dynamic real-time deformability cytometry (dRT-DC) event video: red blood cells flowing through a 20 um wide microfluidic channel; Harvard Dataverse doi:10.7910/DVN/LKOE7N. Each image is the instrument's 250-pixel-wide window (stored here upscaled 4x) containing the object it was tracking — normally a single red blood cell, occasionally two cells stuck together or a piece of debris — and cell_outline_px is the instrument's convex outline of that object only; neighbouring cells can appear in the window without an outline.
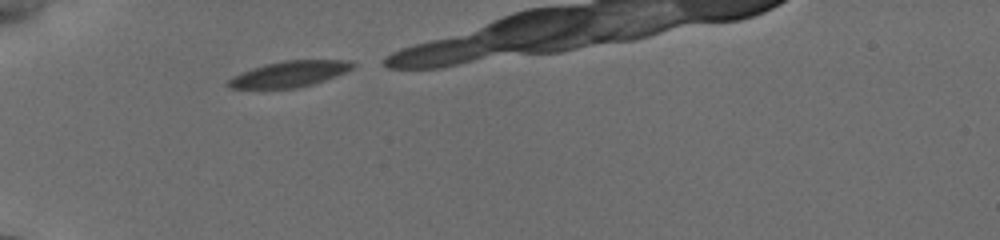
{"species": "common noctule bat (a hibernating species)", "species_latin": "Nyctalus noctula", "temperature_condition": "cold", "stored_images_in_passage": 2, "camera_frame_rate_fps": 3000, "um_per_image_px": 0.085, "animal": {"sex": "female", "body_mass_g": 19.5, "forearm_length_mm": 54.1}, "frame": {"image": 1, "passage_image": 1, "time_ms": 0.0, "image_size_px": [1000, 240], "cell_outline_px": [[356, 64], [352, 68], [344, 72], [324, 80], [312, 84], [296, 88], [228, 88], [224, 84], [232, 76], [240, 72], [264, 64], [284, 60], [348, 60]], "centroid_in_image_um": [24.54, 6.28], "position_along_channel_um": 60.5, "area_um2": 18.73}}